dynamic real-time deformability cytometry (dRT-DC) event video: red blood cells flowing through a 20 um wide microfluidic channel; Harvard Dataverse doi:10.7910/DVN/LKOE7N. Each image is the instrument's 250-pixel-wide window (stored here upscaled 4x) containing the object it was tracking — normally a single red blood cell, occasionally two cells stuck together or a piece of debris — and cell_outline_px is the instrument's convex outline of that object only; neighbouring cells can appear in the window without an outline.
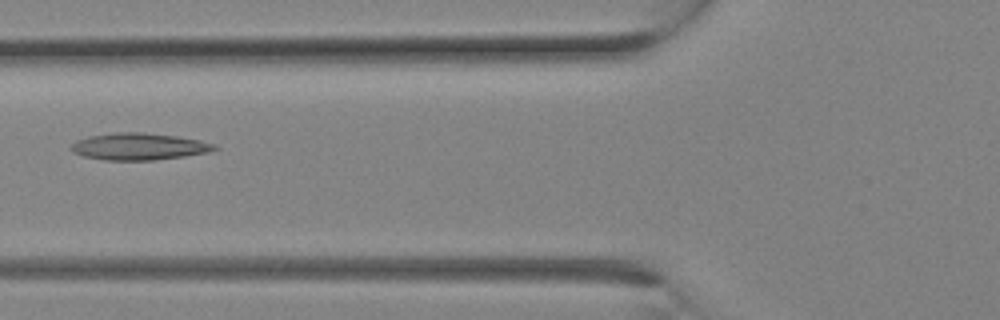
{"species": "Egyptian fruit bat (a non-hibernating species)", "species_latin": "Rousettus aegyptiacus", "temperature_condition": "room temperature", "stored_images_in_passage": 11, "camera_frame_rate_fps": 3000, "um_per_image_px": 0.085, "animal": {"sex": "female"}, "frame": {"image": 1, "passage_image": 10, "time_ms": 3.0, "image_size_px": [1000, 320], "cell_outline_px": [[220, 148], [208, 152], [184, 156], [152, 160], [104, 160], [84, 156], [72, 152], [68, 148], [76, 140], [88, 136], [116, 132], [144, 132], [176, 136], [200, 140], [216, 144]], "centroid_in_image_um": [11.79, 12.45], "position_along_channel_um": 114.0, "area_um2": 22.6}}